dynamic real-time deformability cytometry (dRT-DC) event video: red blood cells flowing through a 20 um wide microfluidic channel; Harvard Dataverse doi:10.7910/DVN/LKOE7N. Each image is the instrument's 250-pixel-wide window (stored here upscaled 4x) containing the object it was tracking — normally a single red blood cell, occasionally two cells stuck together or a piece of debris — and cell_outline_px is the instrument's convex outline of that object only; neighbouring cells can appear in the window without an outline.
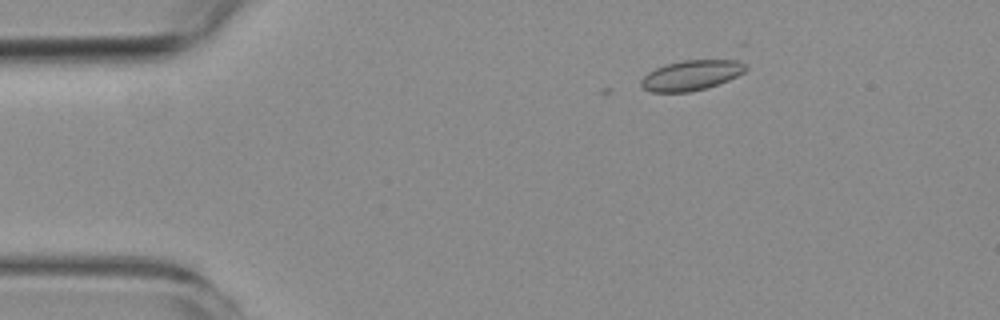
{"species": "common noctule bat (a hibernating species)", "species_latin": "Nyctalus noctula", "temperature_condition": "room temperature", "stored_images_in_passage": 6, "camera_frame_rate_fps": 3000, "um_per_image_px": 0.085, "animal": {"sex": "female", "body_mass_g": 19.3, "forearm_length_mm": 54.1}, "frame": {"image": 1, "passage_image": 1, "time_ms": 0.0, "image_size_px": [1000, 320], "cell_outline_px": [[748, 68], [744, 72], [728, 80], [692, 92], [652, 92], [644, 88], [640, 84], [640, 80], [648, 72], [656, 68], [668, 64], [684, 60], [732, 56], [736, 56], [748, 64]], "centroid_in_image_um": [58.9, 6.32], "position_along_channel_um": 26.1, "area_um2": 19.19}}
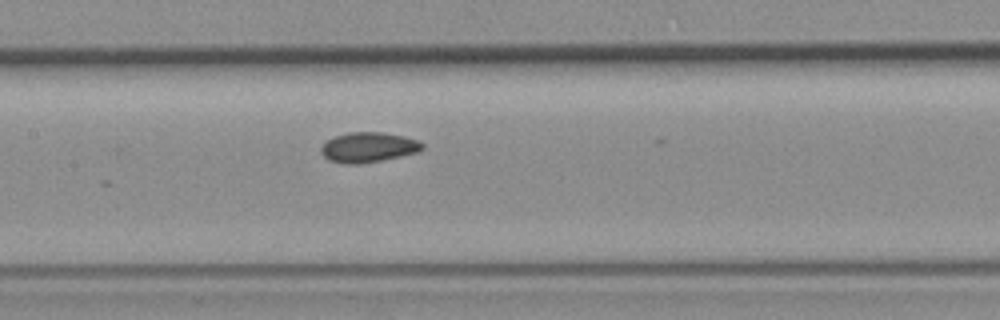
{"frame": {"image": 2, "passage_image": 6, "time_ms": 5.667, "image_size_px": [1000, 320], "cell_outline_px": [[424, 148], [416, 152], [400, 156], [380, 160], [356, 164], [348, 164], [328, 160], [320, 152], [320, 148], [328, 140], [336, 136], [348, 132], [384, 132], [404, 136], [416, 140], [424, 144]], "centroid_in_image_um": [31.3, 12.51], "position_along_channel_um": 176.1, "area_um2": 17.51}}